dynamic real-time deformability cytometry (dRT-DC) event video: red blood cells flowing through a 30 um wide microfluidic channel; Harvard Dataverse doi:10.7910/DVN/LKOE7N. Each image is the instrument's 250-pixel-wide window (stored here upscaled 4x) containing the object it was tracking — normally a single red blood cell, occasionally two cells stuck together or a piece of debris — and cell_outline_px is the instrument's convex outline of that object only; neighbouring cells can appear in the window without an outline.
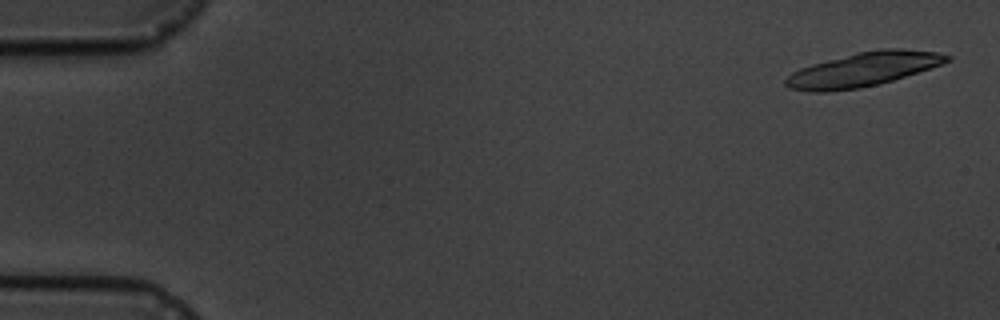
{"species": "common noctule bat (a hibernating species)", "species_latin": "Nyctalus noctula", "temperature_condition": "cold", "stored_images_in_passage": 4, "camera_frame_rate_fps": 3000, "um_per_image_px": 0.085, "animal": {"sex": "male", "body_mass_g": 19.5, "forearm_length_mm": 54.6}, "frame": {"image": 1, "passage_image": 1, "time_ms": 0.0, "image_size_px": [1000, 320], "cell_outline_px": [[952, 60], [892, 80], [860, 88], [828, 92], [812, 92], [788, 88], [784, 84], [784, 80], [792, 72], [800, 68], [812, 64], [856, 52], [880, 48], [900, 48], [936, 52], [952, 56]], "centroid_in_image_um": [73.32, 5.9], "position_along_channel_um": 11.7, "area_um2": 31.85}}